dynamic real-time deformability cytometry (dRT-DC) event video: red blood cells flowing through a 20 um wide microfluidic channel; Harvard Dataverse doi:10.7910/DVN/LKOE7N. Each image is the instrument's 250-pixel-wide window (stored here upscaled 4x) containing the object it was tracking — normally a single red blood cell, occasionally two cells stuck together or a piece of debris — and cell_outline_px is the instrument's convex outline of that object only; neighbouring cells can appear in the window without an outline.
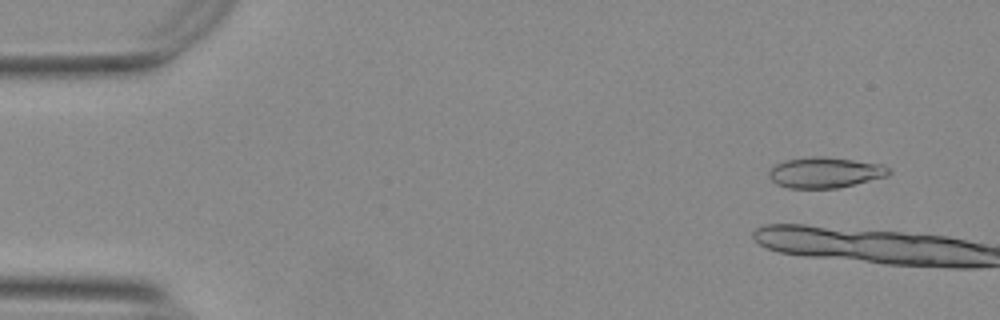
{"species": "Egyptian fruit bat (a non-hibernating species)", "species_latin": "Rousettus aegyptiacus", "temperature_condition": "warm", "stored_images_in_passage": 6, "camera_frame_rate_fps": 3000, "um_per_image_px": 0.085, "animal": {"sex": "female"}, "frame": {"image": 1, "passage_image": 4, "time_ms": 1.0, "image_size_px": [1000, 320], "cell_outline_px": [[892, 172], [888, 176], [836, 188], [788, 188], [776, 184], [768, 176], [768, 172], [776, 164], [788, 160], [812, 156], [820, 156], [884, 164]], "centroid_in_image_um": [70.14, 14.67], "position_along_channel_um": 14.9, "area_um2": 21.27}}